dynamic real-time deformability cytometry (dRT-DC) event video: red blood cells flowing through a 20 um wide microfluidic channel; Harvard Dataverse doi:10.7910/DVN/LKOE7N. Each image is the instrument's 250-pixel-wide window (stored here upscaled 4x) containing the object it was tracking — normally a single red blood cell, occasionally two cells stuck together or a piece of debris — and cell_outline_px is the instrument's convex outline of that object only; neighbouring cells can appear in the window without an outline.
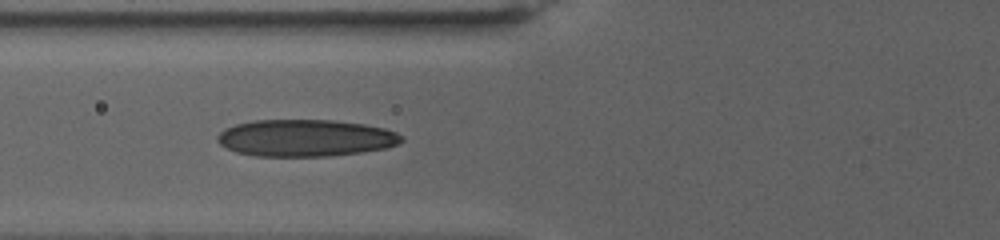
{"species": "human", "species_latin": "Homo sapiens", "temperature_condition": "warm", "stored_images_in_passage": 24, "camera_frame_rate_fps": 3000, "um_per_image_px": 0.085, "donor": {"sex": "female"}, "frame": {"image": 1, "passage_image": 4, "time_ms": 1.0, "image_size_px": [1000, 240], "cell_outline_px": [[404, 140], [396, 144], [384, 148], [360, 152], [332, 156], [256, 156], [236, 152], [220, 144], [216, 140], [216, 136], [224, 128], [236, 124], [256, 120], [332, 120], [364, 124], [384, 128], [396, 132], [404, 136]], "centroid_in_image_um": [25.95, 11.72], "position_along_channel_um": 99.8, "area_um2": 39.65}}
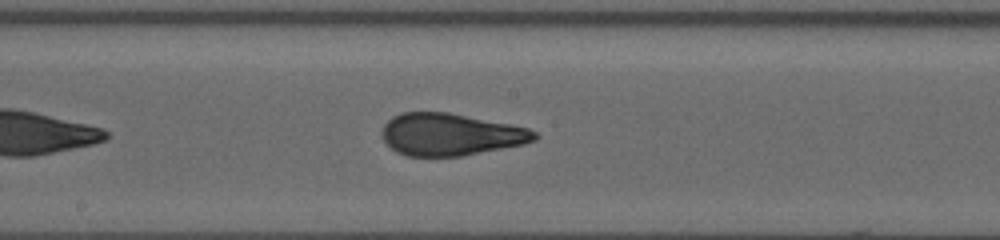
{"frame": {"image": 2, "passage_image": 13, "time_ms": 4.0, "image_size_px": [1000, 240], "cell_outline_px": [[540, 136], [536, 140], [524, 144], [460, 156], [408, 156], [396, 152], [384, 140], [380, 132], [384, 124], [392, 116], [400, 112], [448, 112], [528, 128], [536, 132]], "centroid_in_image_um": [38.27, 11.42], "position_along_channel_um": 209.9, "area_um2": 37.4}}
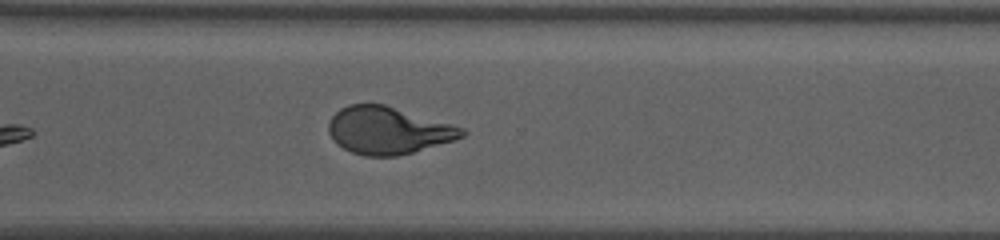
{"frame": {"image": 3, "passage_image": 24, "time_ms": 7.667, "image_size_px": [1000, 240], "cell_outline_px": [[468, 132], [464, 136], [452, 140], [412, 152], [396, 156], [364, 156], [352, 152], [336, 144], [332, 140], [328, 132], [328, 124], [332, 116], [340, 108], [348, 104], [384, 104], [464, 128]], "centroid_in_image_um": [32.94, 11.08], "position_along_channel_um": 337.7, "area_um2": 36.47}}